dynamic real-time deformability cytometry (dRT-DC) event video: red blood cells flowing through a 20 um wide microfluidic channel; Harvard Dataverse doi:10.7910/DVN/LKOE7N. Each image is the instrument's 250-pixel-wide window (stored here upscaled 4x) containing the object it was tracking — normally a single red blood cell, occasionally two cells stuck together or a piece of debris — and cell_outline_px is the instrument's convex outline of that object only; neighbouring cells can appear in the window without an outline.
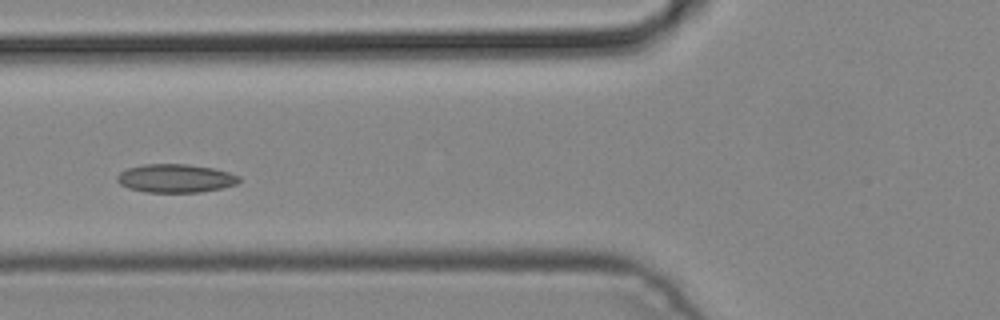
{"species": "common noctule bat (a hibernating species)", "species_latin": "Nyctalus noctula", "temperature_condition": "cold", "stored_images_in_passage": 5, "camera_frame_rate_fps": 3000, "um_per_image_px": 0.085, "animal": {"sex": "male", "body_mass_g": 19.2, "forearm_length_mm": 51.8}, "frame": {"image": 1, "passage_image": 5, "time_ms": 1.333, "image_size_px": [1000, 320], "cell_outline_px": [[240, 180], [236, 184], [220, 188], [200, 192], [144, 192], [128, 188], [120, 184], [116, 180], [116, 176], [120, 172], [128, 168], [144, 164], [188, 164], [212, 168], [228, 172], [240, 176]], "centroid_in_image_um": [14.89, 15.15], "position_along_channel_um": 110.9, "area_um2": 20.17}}